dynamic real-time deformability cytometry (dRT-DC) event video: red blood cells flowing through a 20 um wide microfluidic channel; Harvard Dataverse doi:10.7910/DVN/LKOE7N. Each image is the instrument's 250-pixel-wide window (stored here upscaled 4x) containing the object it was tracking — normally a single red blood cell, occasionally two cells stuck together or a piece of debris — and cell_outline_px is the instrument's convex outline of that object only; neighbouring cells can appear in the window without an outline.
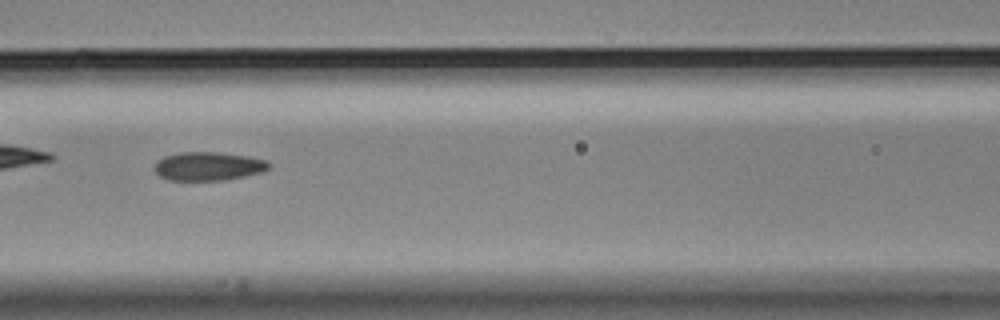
{"species": "Egyptian fruit bat (a non-hibernating species)", "species_latin": "Rousettus aegyptiacus", "temperature_condition": "cold", "stored_images_in_passage": 55, "camera_frame_rate_fps": 3000, "um_per_image_px": 0.085, "animal": {"sex": "male"}, "frame": {"image": 1, "passage_image": 24, "time_ms": 7.667, "image_size_px": [1000, 320], "cell_outline_px": [[272, 168], [264, 172], [224, 180], [168, 180], [160, 176], [152, 168], [164, 156], [180, 152], [216, 152], [248, 156], [268, 160], [272, 164]], "centroid_in_image_um": [17.77, 14.13], "position_along_channel_um": 148.8, "area_um2": 19.25}, "authors_computed_cell_mechanics": {"area_um2": 19.363, "velocity_mm_per_s": 3.5074, "shape_relaxation_time_tau1_ms": 5.5152, "shape_relaxation_time_tau2_ms": 1.6862, "deformation_change_tau1": 0.1445, "deformation_change_tau2": 0.0807}}